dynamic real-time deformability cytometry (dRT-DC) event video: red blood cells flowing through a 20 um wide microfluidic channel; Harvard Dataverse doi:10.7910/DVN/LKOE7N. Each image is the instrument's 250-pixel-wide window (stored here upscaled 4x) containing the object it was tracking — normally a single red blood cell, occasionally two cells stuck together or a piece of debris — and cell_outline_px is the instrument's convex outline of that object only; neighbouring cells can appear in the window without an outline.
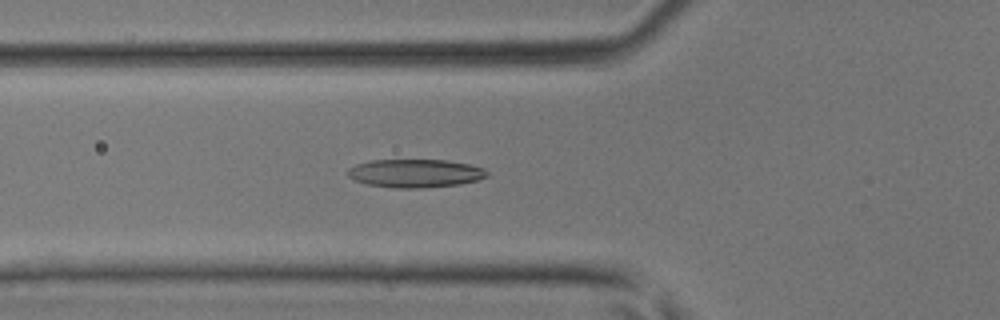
{"species": "common noctule bat (a hibernating species)", "species_latin": "Nyctalus noctula", "temperature_condition": "room temperature", "stored_images_in_passage": 32, "camera_frame_rate_fps": 3000, "um_per_image_px": 0.085, "animal": {"sex": "male", "body_mass_g": 17.9, "forearm_length_mm": 54.2}, "frame": {"image": 1, "passage_image": 12, "time_ms": 3.667, "image_size_px": [1000, 320], "cell_outline_px": [[488, 176], [476, 180], [460, 184], [424, 188], [392, 188], [368, 184], [356, 180], [348, 176], [348, 168], [356, 164], [372, 160], [444, 160], [468, 164], [484, 168], [488, 172]], "centroid_in_image_um": [35.29, 14.73], "position_along_channel_um": 90.5, "area_um2": 22.89}}
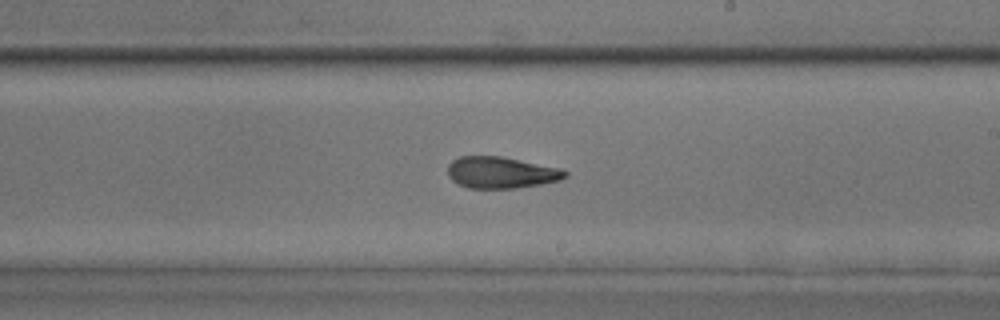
{"frame": {"image": 2, "passage_image": 22, "time_ms": 7.0, "image_size_px": [1000, 320], "cell_outline_px": [[568, 176], [560, 180], [540, 184], [516, 188], [468, 188], [452, 180], [448, 176], [448, 164], [452, 160], [460, 156], [500, 156], [560, 168], [568, 172]], "centroid_in_image_um": [42.59, 14.66], "position_along_channel_um": 246.4, "area_um2": 21.5}}
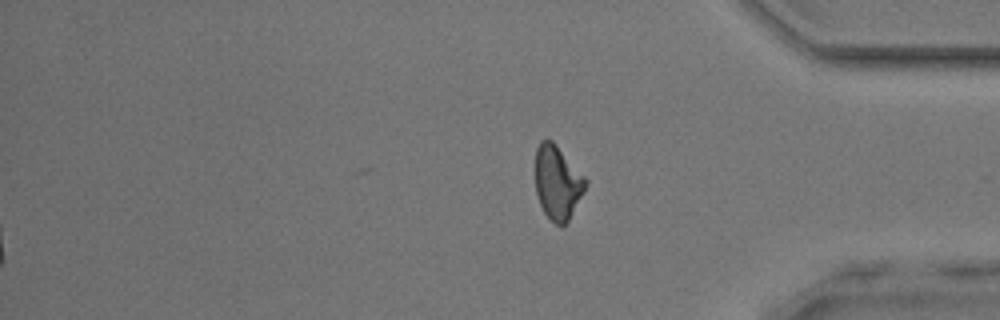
{"frame": {"image": 3, "passage_image": 32, "time_ms": 10.333, "image_size_px": [1000, 320], "cell_outline_px": [[588, 184], [568, 220], [564, 224], [556, 224], [544, 212], [540, 204], [536, 192], [536, 148], [540, 140], [552, 140], [556, 144], [588, 180]], "centroid_in_image_um": [47.39, 15.48], "position_along_channel_um": 387.8, "area_um2": 21.33}}